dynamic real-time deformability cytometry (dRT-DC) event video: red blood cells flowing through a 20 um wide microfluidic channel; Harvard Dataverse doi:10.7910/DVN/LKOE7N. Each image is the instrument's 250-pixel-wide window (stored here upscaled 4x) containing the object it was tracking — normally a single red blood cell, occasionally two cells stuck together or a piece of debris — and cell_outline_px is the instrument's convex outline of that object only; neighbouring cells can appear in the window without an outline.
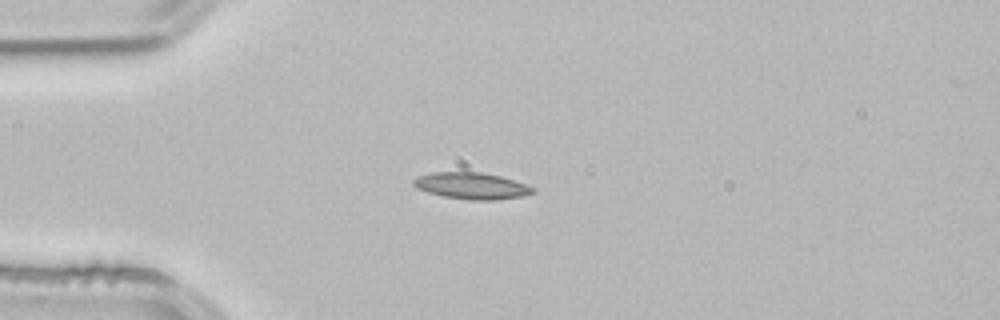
{"species": "common noctule bat (a hibernating species)", "species_latin": "Nyctalus noctula", "temperature_condition": "room temperature", "stored_images_in_passage": 1, "camera_frame_rate_fps": 3000, "um_per_image_px": 0.085, "animal": {"sex": "male", "body_mass_g": 21.5, "forearm_length_mm": 52.0}, "frame": {"image": 1, "passage_image": 1, "time_ms": 0.0, "image_size_px": [1000, 320], "cell_outline_px": [[536, 192], [520, 196], [496, 200], [472, 200], [444, 196], [428, 192], [416, 188], [412, 184], [412, 180], [416, 176], [432, 172], [484, 172], [500, 176], [536, 188]], "centroid_in_image_um": [40.05, 15.78], "position_along_channel_um": 45.0, "area_um2": 18.44}}